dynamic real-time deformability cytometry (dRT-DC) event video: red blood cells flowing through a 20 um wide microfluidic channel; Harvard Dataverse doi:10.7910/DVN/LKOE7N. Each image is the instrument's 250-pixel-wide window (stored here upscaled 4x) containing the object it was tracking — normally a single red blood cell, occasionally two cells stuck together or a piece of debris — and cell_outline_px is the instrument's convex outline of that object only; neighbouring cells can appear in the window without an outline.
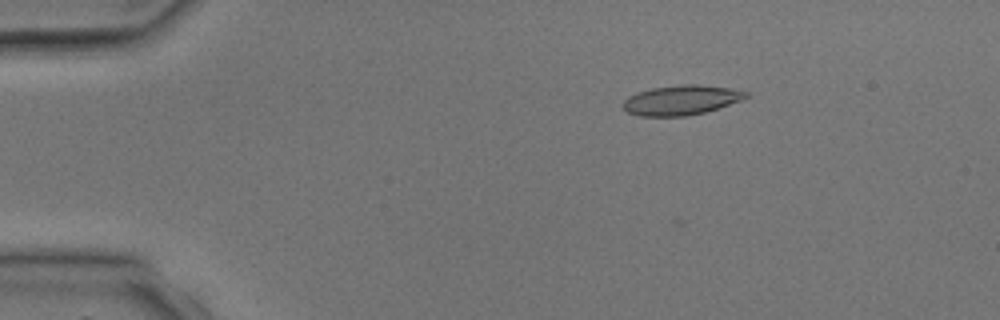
{"species": "common noctule bat (a hibernating species)", "species_latin": "Nyctalus noctula", "temperature_condition": "room temperature", "stored_images_in_passage": 4, "camera_frame_rate_fps": 3000, "um_per_image_px": 0.085, "animal": {"sex": "male", "body_mass_g": 17.9, "forearm_length_mm": 54.2}, "frame": {"image": 1, "passage_image": 2, "time_ms": 1.333, "image_size_px": [1000, 320], "cell_outline_px": [[748, 96], [740, 100], [704, 112], [684, 116], [640, 116], [628, 112], [624, 108], [624, 100], [628, 96], [636, 92], [652, 88], [684, 84], [696, 84], [728, 88], [748, 92]], "centroid_in_image_um": [57.86, 8.5], "position_along_channel_um": 27.1, "area_um2": 20.92}}
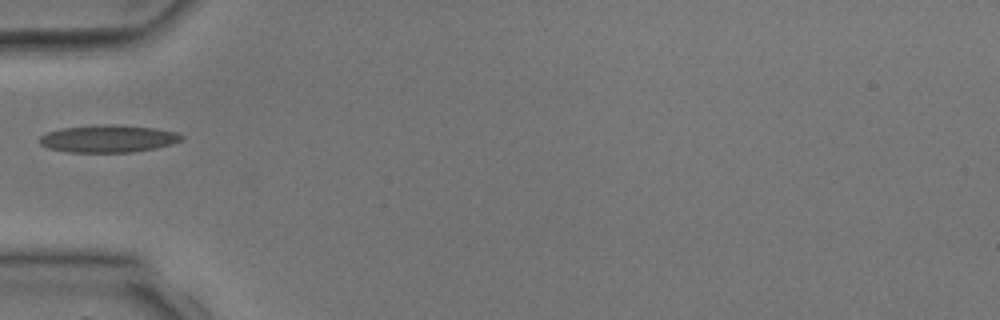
{"frame": {"image": 2, "passage_image": 3, "time_ms": 3.667, "image_size_px": [1000, 320], "cell_outline_px": [[184, 140], [172, 144], [156, 148], [132, 152], [68, 152], [48, 148], [40, 144], [36, 140], [40, 136], [48, 132], [60, 128], [100, 124], [112, 124], [156, 128], [176, 132], [184, 136]], "centroid_in_image_um": [9.19, 11.78], "position_along_channel_um": 75.8, "area_um2": 22.95}}